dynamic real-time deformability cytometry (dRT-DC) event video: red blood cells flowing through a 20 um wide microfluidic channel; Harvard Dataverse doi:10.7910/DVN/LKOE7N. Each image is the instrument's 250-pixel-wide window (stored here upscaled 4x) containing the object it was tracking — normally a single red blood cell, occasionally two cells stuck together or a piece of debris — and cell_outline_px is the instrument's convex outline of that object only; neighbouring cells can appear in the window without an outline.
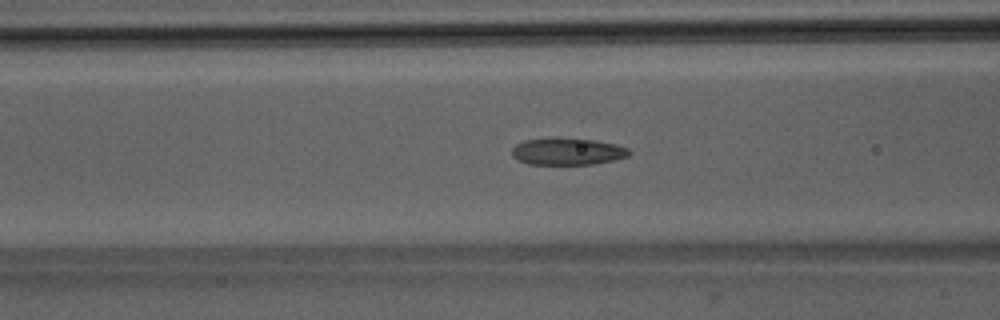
{"species": "Egyptian fruit bat (a non-hibernating species)", "species_latin": "Rousettus aegyptiacus", "temperature_condition": "room temperature", "stored_images_in_passage": 42, "camera_frame_rate_fps": 3000, "um_per_image_px": 0.085, "animal": {"sex": "male"}, "frame": {"image": 1, "passage_image": 12, "time_ms": 3.667, "image_size_px": [1000, 320], "cell_outline_px": [[632, 152], [628, 156], [596, 164], [528, 164], [512, 156], [512, 148], [516, 144], [524, 140], [552, 136], [560, 136], [596, 140], [616, 144], [628, 148]], "centroid_in_image_um": [48.23, 12.84], "position_along_channel_um": 118.4, "area_um2": 18.9}}
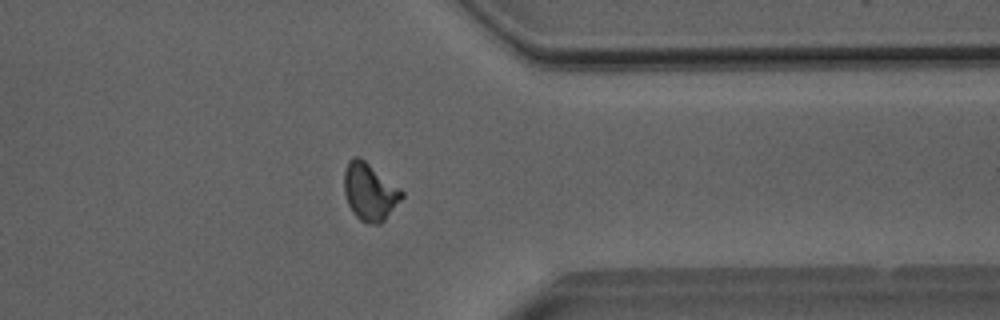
{"frame": {"image": 2, "passage_image": 32, "time_ms": 10.333, "image_size_px": [1000, 320], "cell_outline_px": [[404, 196], [384, 220], [380, 224], [368, 224], [360, 220], [352, 212], [348, 204], [344, 192], [344, 172], [348, 160], [352, 156], [360, 156], [400, 188], [404, 192]], "centroid_in_image_um": [31.41, 16.29], "position_along_channel_um": 380.0, "area_um2": 19.36}}
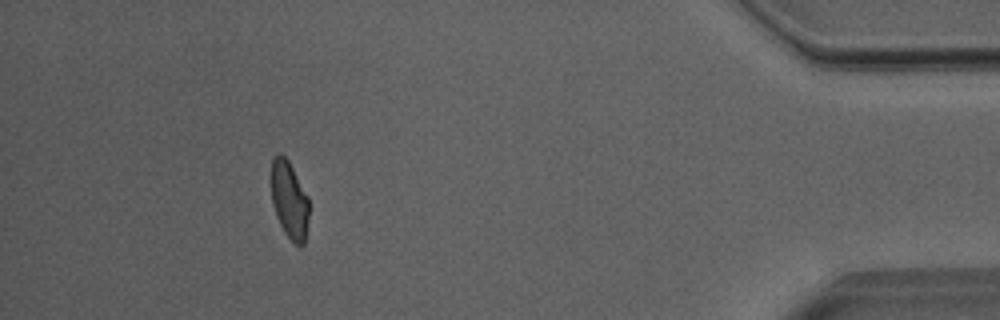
{"frame": {"image": 3, "passage_image": 38, "time_ms": 12.333, "image_size_px": [1000, 320], "cell_outline_px": [[308, 216], [304, 244], [300, 248], [284, 232], [276, 216], [272, 204], [272, 160], [280, 152], [288, 160], [308, 196]], "centroid_in_image_um": [24.6, 17.01], "position_along_channel_um": 410.6, "area_um2": 16.76}, "authors_computed_cell_mechanics": {"area_um2": 18.6694, "velocity_mm_per_s": 4.0336, "shape_relaxation_time_tau1_ms": 4.4242, "shape_relaxation_time_tau2_ms": 2.004, "deformation_change_tau1": 0.1494, "deformation_change_tau2": 0.0963}}